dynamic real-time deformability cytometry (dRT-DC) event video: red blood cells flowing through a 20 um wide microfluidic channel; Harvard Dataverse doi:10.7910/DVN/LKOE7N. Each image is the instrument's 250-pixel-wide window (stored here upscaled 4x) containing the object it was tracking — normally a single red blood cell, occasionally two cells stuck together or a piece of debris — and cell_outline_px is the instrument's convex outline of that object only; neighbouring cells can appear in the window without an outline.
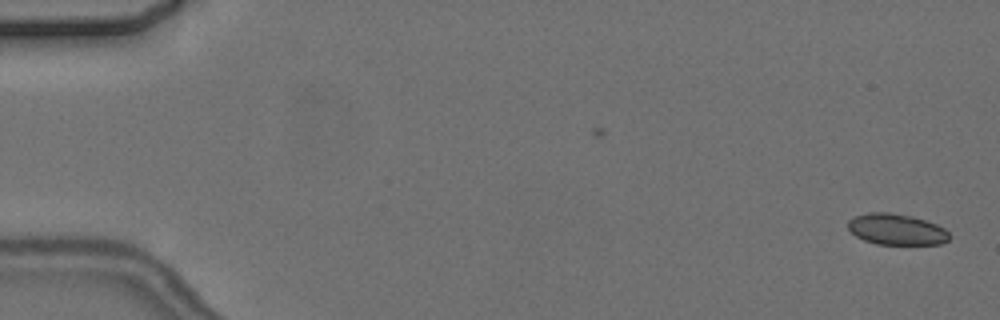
{"species": "common noctule bat (a hibernating species)", "species_latin": "Nyctalus noctula", "temperature_condition": "cold", "stored_images_in_passage": 2, "camera_frame_rate_fps": 3000, "um_per_image_px": 0.085, "animal": {"sex": "female", "body_mass_g": 24.6, "forearm_length_mm": 56.2}, "frame": {"image": 1, "passage_image": 2, "time_ms": 1.0, "image_size_px": [1000, 320], "cell_outline_px": [[952, 236], [948, 240], [940, 244], [876, 244], [864, 240], [856, 236], [848, 228], [848, 220], [856, 216], [868, 212], [888, 212], [912, 216], [936, 224], [944, 228]], "centroid_in_image_um": [76.21, 19.49], "position_along_channel_um": 8.8, "area_um2": 18.32}}